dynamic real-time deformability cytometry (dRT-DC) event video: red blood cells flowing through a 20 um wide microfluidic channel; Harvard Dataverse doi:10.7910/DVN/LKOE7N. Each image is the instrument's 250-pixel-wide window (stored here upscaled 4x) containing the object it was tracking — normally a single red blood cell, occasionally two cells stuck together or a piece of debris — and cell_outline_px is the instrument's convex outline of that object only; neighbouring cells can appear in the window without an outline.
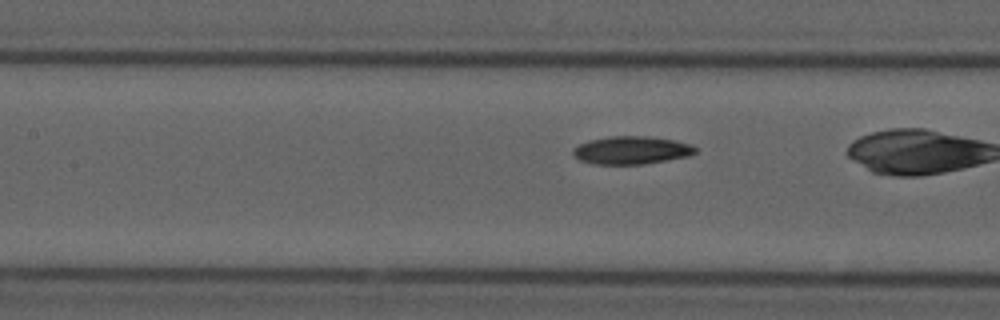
{"species": "common noctule bat (a hibernating species)", "species_latin": "Nyctalus noctula", "temperature_condition": "cold", "stored_images_in_passage": 40, "camera_frame_rate_fps": 3000, "um_per_image_px": 0.085, "animal": {"sex": "male", "forearm_length_mm": 52.5}, "frame": {"image": 1, "passage_image": 22, "time_ms": 7.0, "image_size_px": [1000, 320], "cell_outline_px": [[696, 152], [688, 156], [644, 164], [592, 164], [580, 160], [572, 152], [572, 148], [588, 140], [608, 136], [644, 136], [676, 140], [692, 144], [696, 148]], "centroid_in_image_um": [53.67, 12.76], "position_along_channel_um": 153.7, "area_um2": 19.94}}